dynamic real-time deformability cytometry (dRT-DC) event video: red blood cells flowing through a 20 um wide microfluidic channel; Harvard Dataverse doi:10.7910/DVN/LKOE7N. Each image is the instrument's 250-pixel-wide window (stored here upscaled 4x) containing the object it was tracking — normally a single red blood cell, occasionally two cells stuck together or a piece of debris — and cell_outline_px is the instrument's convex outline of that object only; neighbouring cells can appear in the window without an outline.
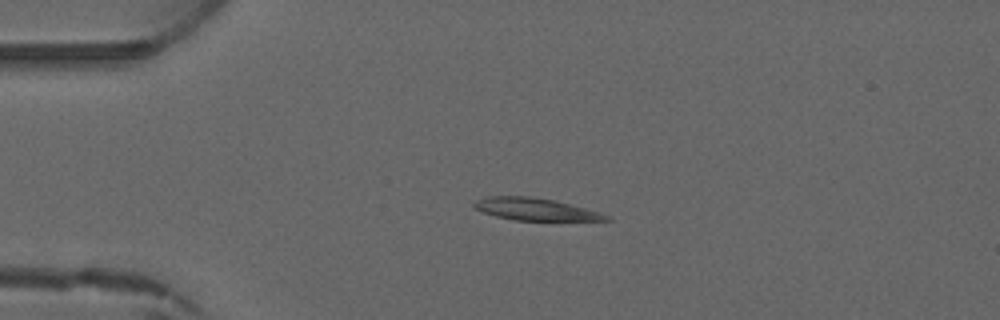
{"species": "common noctule bat (a hibernating species)", "species_latin": "Nyctalus noctula", "temperature_condition": "warm", "stored_images_in_passage": 3, "camera_frame_rate_fps": 3000, "um_per_image_px": 0.085, "animal": {"sex": "male", "forearm_length_mm": 52.5}, "frame": {"image": 1, "passage_image": 2, "time_ms": 1.333, "image_size_px": [1000, 320], "cell_outline_px": [[612, 220], [512, 220], [496, 216], [484, 212], [476, 208], [472, 204], [476, 200], [488, 196], [528, 196], [556, 200], [600, 212], [612, 216]], "centroid_in_image_um": [45.53, 17.78], "position_along_channel_um": 39.5, "area_um2": 17.05}}